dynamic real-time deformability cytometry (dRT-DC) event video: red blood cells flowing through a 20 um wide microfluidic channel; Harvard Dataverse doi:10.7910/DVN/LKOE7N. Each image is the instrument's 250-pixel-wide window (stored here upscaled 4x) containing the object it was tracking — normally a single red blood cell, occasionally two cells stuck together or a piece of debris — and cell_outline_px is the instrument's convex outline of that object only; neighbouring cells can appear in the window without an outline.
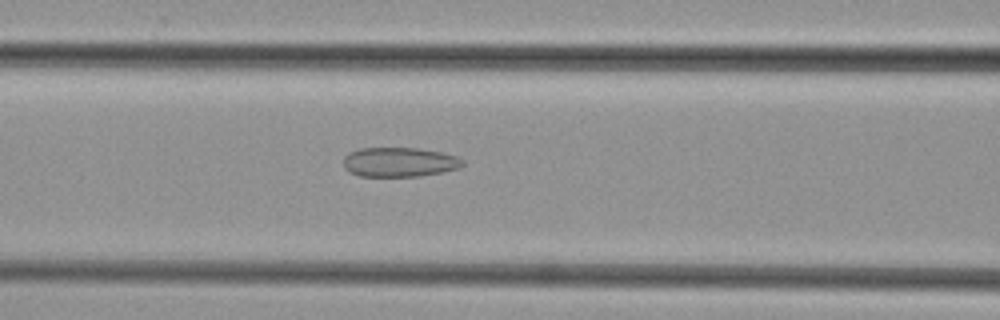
{"species": "common noctule bat (a hibernating species)", "species_latin": "Nyctalus noctula", "temperature_condition": "cold", "stored_images_in_passage": 47, "camera_frame_rate_fps": 3000, "um_per_image_px": 0.085, "animal": {"sex": "female", "body_mass_g": 29.2, "forearm_length_mm": 56.3}, "frame": {"image": 1, "passage_image": 20, "time_ms": 6.333, "image_size_px": [1000, 320], "cell_outline_px": [[464, 164], [460, 168], [444, 172], [420, 176], [360, 176], [348, 172], [344, 168], [344, 156], [348, 152], [360, 148], [416, 148], [440, 152], [456, 156], [464, 160]], "centroid_in_image_um": [33.94, 13.78], "position_along_channel_um": 132.7, "area_um2": 20.63}}
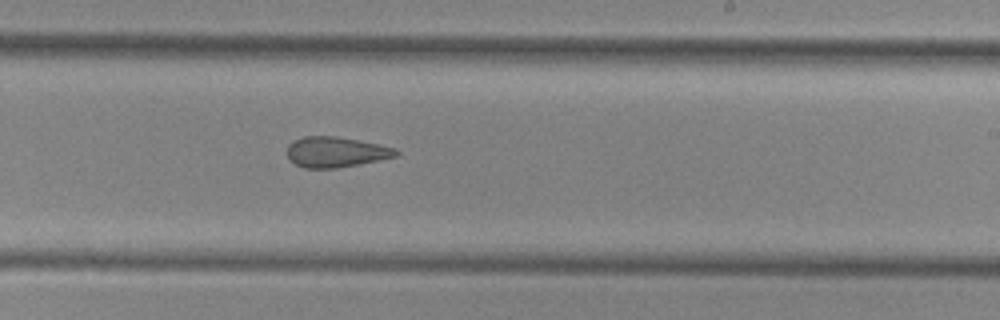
{"frame": {"image": 2, "passage_image": 29, "time_ms": 9.333, "image_size_px": [1000, 320], "cell_outline_px": [[400, 152], [396, 156], [336, 168], [304, 168], [288, 160], [288, 144], [292, 140], [304, 136], [336, 136], [396, 148]], "centroid_in_image_um": [28.49, 12.91], "position_along_channel_um": 260.5, "area_um2": 19.07}}
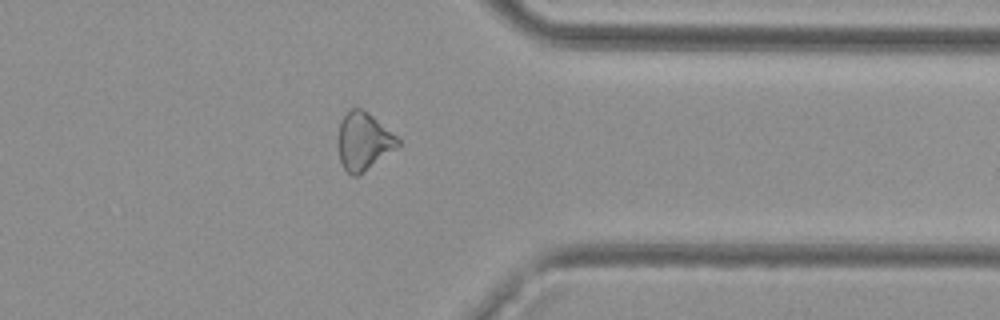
{"frame": {"image": 3, "passage_image": 38, "time_ms": 12.333, "image_size_px": [1000, 320], "cell_outline_px": [[400, 144], [396, 148], [356, 176], [352, 176], [344, 168], [340, 160], [336, 144], [340, 124], [344, 116], [352, 108], [360, 108], [372, 116], [396, 136], [400, 140]], "centroid_in_image_um": [30.86, 12.01], "position_along_channel_um": 380.5, "area_um2": 19.59}}